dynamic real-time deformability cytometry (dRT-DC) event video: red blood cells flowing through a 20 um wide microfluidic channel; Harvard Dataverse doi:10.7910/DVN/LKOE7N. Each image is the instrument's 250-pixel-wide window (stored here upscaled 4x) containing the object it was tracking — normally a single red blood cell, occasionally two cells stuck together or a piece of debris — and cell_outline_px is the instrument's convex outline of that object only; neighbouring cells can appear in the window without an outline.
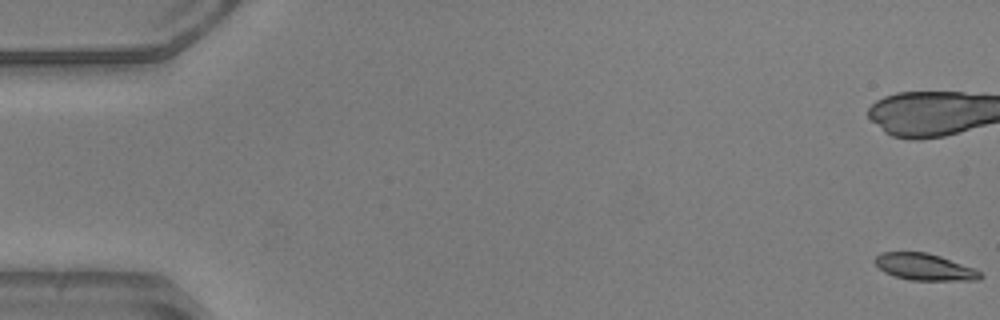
{"species": "common noctule bat (a hibernating species)", "species_latin": "Nyctalus noctula", "temperature_condition": "warm", "stored_images_in_passage": 17, "camera_frame_rate_fps": 3000, "um_per_image_px": 0.085, "animal": {"sex": "male", "body_mass_g": 20.5, "forearm_length_mm": 52.5}, "frame": {"image": 1, "passage_image": 1, "time_ms": 0.0, "image_size_px": [1000, 320], "cell_outline_px": [[984, 276], [980, 280], [908, 280], [884, 272], [872, 260], [880, 252], [928, 252], [940, 256], [972, 268], [980, 272]], "centroid_in_image_um": [78.56, 22.69], "position_along_channel_um": 6.4, "area_um2": 16.3}}